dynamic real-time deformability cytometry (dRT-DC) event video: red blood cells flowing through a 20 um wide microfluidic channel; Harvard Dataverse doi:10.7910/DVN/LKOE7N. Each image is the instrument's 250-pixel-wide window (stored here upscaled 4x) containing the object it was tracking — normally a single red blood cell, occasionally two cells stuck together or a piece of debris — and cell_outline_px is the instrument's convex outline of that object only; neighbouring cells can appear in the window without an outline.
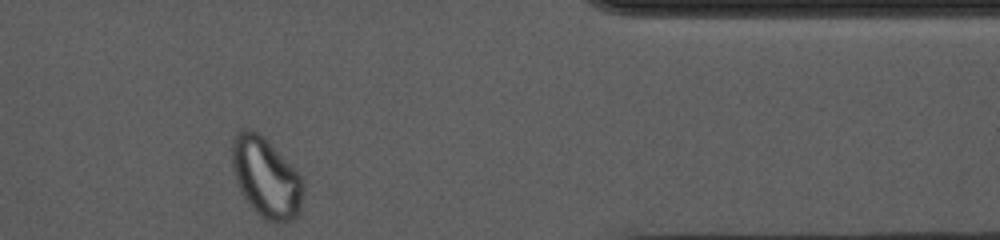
{"species": "common noctule bat (a hibernating species)", "species_latin": "Nyctalus noctula", "temperature_condition": "cold", "stored_images_in_passage": 39, "camera_frame_rate_fps": 3000, "um_per_image_px": 0.085, "animal": {"sex": "female", "body_mass_g": 10.0, "forearm_length_mm": 53.1}, "frame": {"image": 1, "passage_image": 39, "time_ms": 12.667, "image_size_px": [1000, 240], "cell_outline_px": [[304, 192], [300, 212], [292, 220], [284, 224], [268, 220], [256, 212], [252, 208], [240, 192], [236, 184], [232, 168], [232, 140], [236, 132], [240, 128], [248, 128], [256, 132], [304, 176]], "centroid_in_image_um": [22.63, 15.12], "position_along_channel_um": 388.8, "area_um2": 33.47}, "authors_computed_cell_mechanics": {"area_um2": 26.6458, "velocity_mm_per_s": 3.6476, "shape_relaxation_time_tau1_ms": null, "shape_relaxation_time_tau2_ms": 1.3647, "deformation_change_tau1": null, "deformation_change_tau2": 0.0577}}